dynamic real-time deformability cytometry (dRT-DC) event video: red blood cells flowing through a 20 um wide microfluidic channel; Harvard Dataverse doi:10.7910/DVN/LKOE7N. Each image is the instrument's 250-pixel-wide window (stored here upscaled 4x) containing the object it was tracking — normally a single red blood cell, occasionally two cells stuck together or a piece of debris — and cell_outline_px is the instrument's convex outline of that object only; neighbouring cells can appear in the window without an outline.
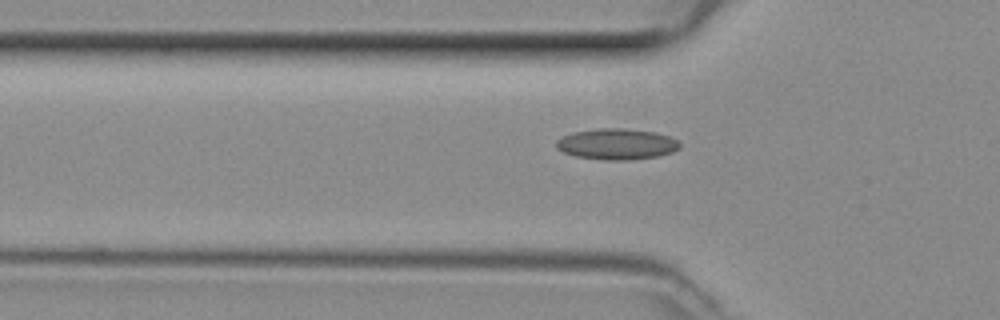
{"species": "common noctule bat (a hibernating species)", "species_latin": "Nyctalus noctula", "temperature_condition": "room temperature", "stored_images_in_passage": 37, "camera_frame_rate_fps": 3000, "um_per_image_px": 0.085, "animal": {"sex": "female", "body_mass_g": 29.2, "forearm_length_mm": 56.3}, "frame": {"image": 1, "passage_image": 5, "time_ms": 1.333, "image_size_px": [1000, 320], "cell_outline_px": [[680, 148], [672, 152], [656, 156], [628, 160], [604, 160], [576, 156], [564, 152], [556, 148], [556, 140], [572, 132], [600, 128], [624, 128], [656, 132], [668, 136], [676, 140], [680, 144]], "centroid_in_image_um": [52.41, 12.24], "position_along_channel_um": 73.4, "area_um2": 22.2}}
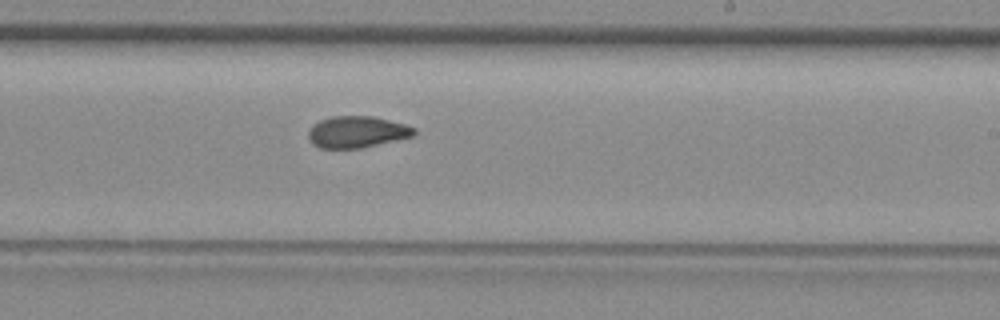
{"frame": {"image": 2, "passage_image": 18, "time_ms": 5.667, "image_size_px": [1000, 320], "cell_outline_px": [[416, 136], [360, 148], [320, 148], [312, 144], [308, 136], [308, 132], [320, 120], [332, 116], [372, 116], [404, 124], [416, 128]], "centroid_in_image_um": [30.38, 11.22], "position_along_channel_um": 258.6, "area_um2": 19.36}}
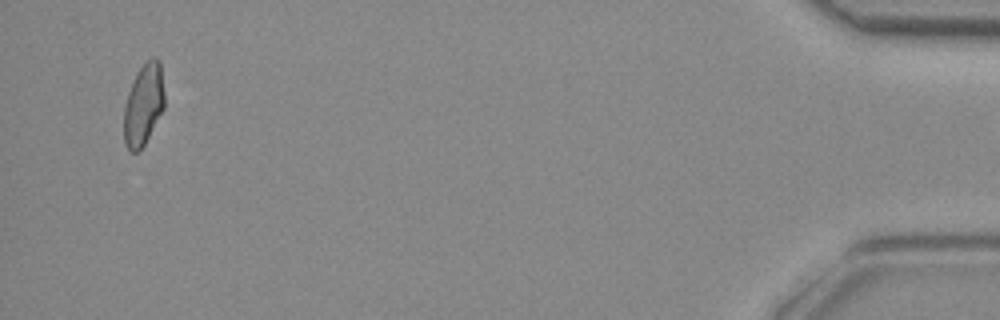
{"frame": {"image": 3, "passage_image": 36, "time_ms": 11.667, "image_size_px": [1000, 320], "cell_outline_px": [[164, 108], [144, 144], [136, 152], [132, 152], [124, 144], [124, 104], [132, 80], [136, 72], [152, 56], [156, 56], [160, 60], [164, 92]], "centroid_in_image_um": [12.19, 8.85], "position_along_channel_um": 423.0, "area_um2": 19.31}}